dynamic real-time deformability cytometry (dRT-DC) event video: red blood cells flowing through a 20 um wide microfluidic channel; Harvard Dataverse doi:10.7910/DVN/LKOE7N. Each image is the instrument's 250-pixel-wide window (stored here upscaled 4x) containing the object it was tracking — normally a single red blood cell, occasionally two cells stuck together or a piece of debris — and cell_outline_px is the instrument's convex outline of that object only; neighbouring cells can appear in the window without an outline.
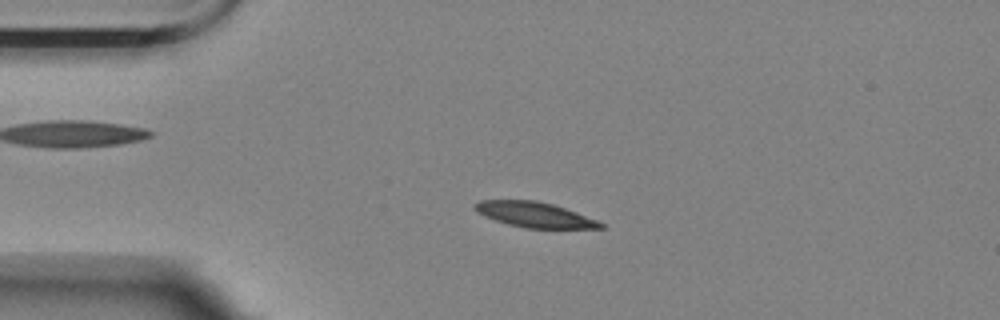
{"species": "Egyptian fruit bat (a non-hibernating species)", "species_latin": "Rousettus aegyptiacus", "temperature_condition": "room temperature", "stored_images_in_passage": 58, "camera_frame_rate_fps": 3000, "um_per_image_px": 0.085, "animal": {"sex": "female"}, "frame": {"image": 1, "passage_image": 13, "time_ms": 4.0, "image_size_px": [1000, 320], "cell_outline_px": [[604, 228], [524, 228], [508, 224], [484, 216], [476, 212], [472, 208], [472, 204], [480, 200], [536, 200], [552, 204], [576, 212], [596, 220], [604, 224]], "centroid_in_image_um": [45.37, 18.24], "position_along_channel_um": 39.6, "area_um2": 18.44}}
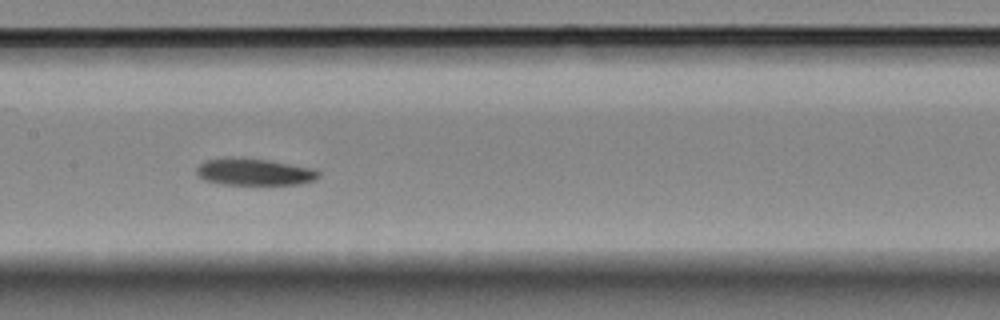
{"frame": {"image": 2, "passage_image": 28, "time_ms": 9.0, "image_size_px": [1000, 320], "cell_outline_px": [[320, 176], [316, 180], [300, 184], [220, 184], [204, 180], [196, 172], [196, 168], [204, 160], [232, 156], [240, 156], [268, 160], [316, 168], [320, 172]], "centroid_in_image_um": [21.63, 14.59], "position_along_channel_um": 185.8, "area_um2": 19.54}}
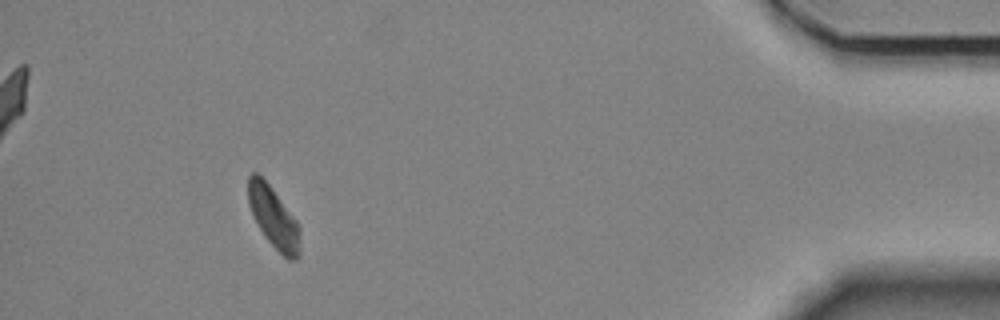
{"frame": {"image": 3, "passage_image": 53, "time_ms": 17.333, "image_size_px": [1000, 320], "cell_outline_px": [[300, 256], [296, 260], [288, 260], [264, 236], [252, 216], [248, 204], [248, 176], [252, 172], [256, 172], [272, 188], [296, 220], [300, 228]], "centroid_in_image_um": [23.25, 18.5], "position_along_channel_um": 411.9, "area_um2": 18.5}, "authors_computed_cell_mechanics": {"area_um2": 19.2185, "velocity_mm_per_s": 3.4428, "shape_relaxation_time_tau1_ms": 5.8171, "shape_relaxation_time_tau2_ms": null, "deformation_change_tau1": 0.1383, "deformation_change_tau2": null}}